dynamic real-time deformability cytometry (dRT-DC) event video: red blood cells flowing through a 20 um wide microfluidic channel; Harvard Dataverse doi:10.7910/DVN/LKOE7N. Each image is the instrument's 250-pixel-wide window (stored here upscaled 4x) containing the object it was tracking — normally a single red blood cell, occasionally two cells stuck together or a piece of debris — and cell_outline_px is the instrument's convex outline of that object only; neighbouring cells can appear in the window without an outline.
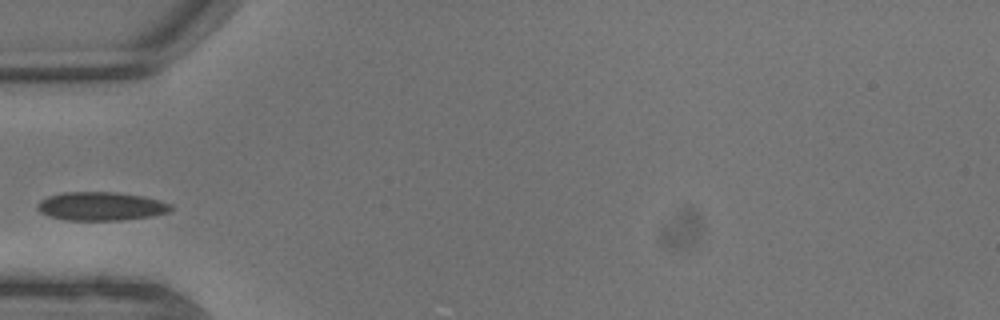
{"species": "common noctule bat (a hibernating species)", "species_latin": "Nyctalus noctula", "temperature_condition": "warm", "stored_images_in_passage": 13, "camera_frame_rate_fps": 3000, "um_per_image_px": 0.085, "animal": {"sex": "male", "body_mass_g": 13.3}, "frame": {"image": 1, "passage_image": 3, "time_ms": 0.667, "image_size_px": [1000, 320], "cell_outline_px": [[172, 208], [168, 212], [152, 216], [120, 220], [64, 220], [48, 216], [40, 212], [36, 208], [36, 204], [40, 200], [48, 196], [64, 192], [116, 192], [140, 196], [172, 204]], "centroid_in_image_um": [8.52, 17.53], "position_along_channel_um": 76.5, "area_um2": 22.14}}
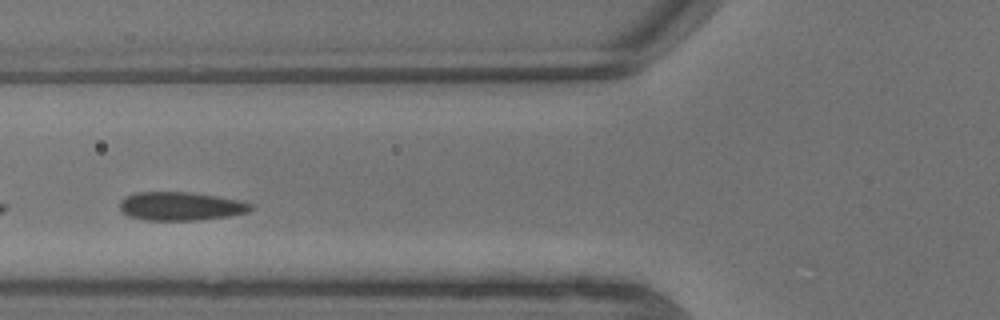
{"frame": {"image": 2, "passage_image": 4, "time_ms": 1.0, "image_size_px": [1000, 320], "cell_outline_px": [[252, 208], [248, 212], [228, 216], [196, 220], [148, 220], [128, 216], [120, 212], [120, 200], [124, 196], [136, 192], [192, 192], [240, 200], [252, 204]], "centroid_in_image_um": [15.32, 17.52], "position_along_channel_um": 110.5, "area_um2": 21.85}}